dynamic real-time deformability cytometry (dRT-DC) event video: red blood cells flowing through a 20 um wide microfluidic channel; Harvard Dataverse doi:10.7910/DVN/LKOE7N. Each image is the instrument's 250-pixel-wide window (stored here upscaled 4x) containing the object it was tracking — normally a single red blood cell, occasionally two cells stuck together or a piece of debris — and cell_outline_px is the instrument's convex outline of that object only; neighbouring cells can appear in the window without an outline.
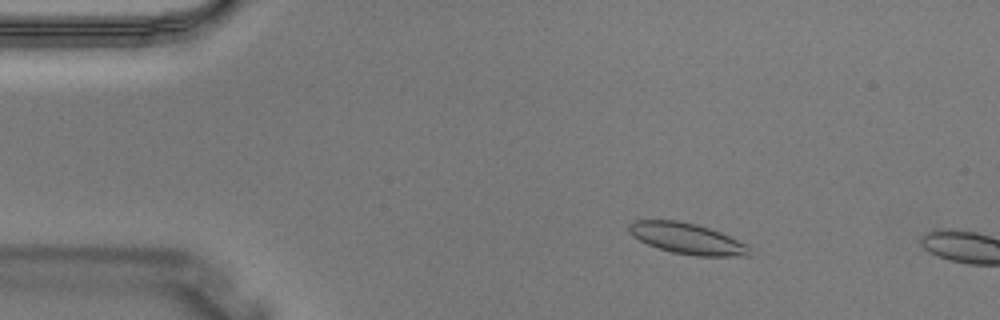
{"species": "Egyptian fruit bat (a non-hibernating species)", "species_latin": "Rousettus aegyptiacus", "temperature_condition": "warm", "stored_images_in_passage": 3, "camera_frame_rate_fps": 3000, "um_per_image_px": 0.085, "animal": {"sex": "male"}, "frame": {"image": 1, "passage_image": 2, "time_ms": 0.333, "image_size_px": [1000, 320], "cell_outline_px": [[752, 256], [696, 256], [672, 252], [648, 244], [640, 240], [628, 232], [628, 224], [636, 220], [676, 220], [696, 224], [720, 232], [748, 244]], "centroid_in_image_um": [58.43, 20.28], "position_along_channel_um": 26.6, "area_um2": 21.68}}